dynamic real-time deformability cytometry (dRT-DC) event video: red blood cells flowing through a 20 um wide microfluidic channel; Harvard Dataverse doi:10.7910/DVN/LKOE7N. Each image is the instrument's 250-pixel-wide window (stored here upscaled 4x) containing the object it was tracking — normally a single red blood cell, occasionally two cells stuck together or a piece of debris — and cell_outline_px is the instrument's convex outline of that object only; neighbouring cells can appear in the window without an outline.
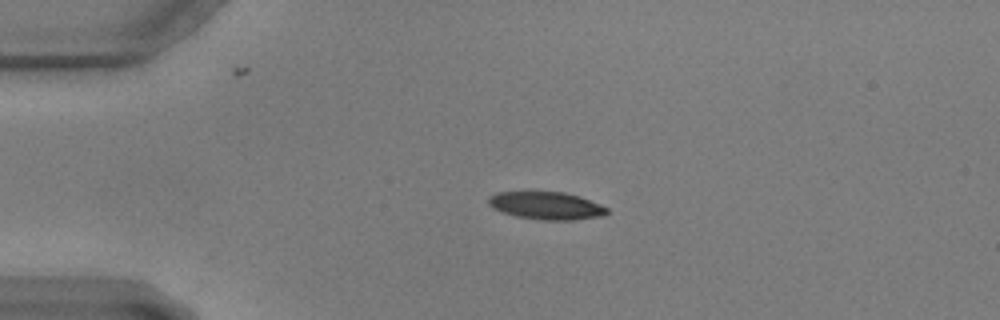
{"species": "common noctule bat (a hibernating species)", "species_latin": "Nyctalus noctula", "temperature_condition": "warm", "stored_images_in_passage": 46, "camera_frame_rate_fps": 3000, "um_per_image_px": 0.085, "animal": {"sex": "male", "body_mass_g": 17.9, "forearm_length_mm": 54.2}, "frame": {"image": 1, "passage_image": 2, "time_ms": 0.333, "image_size_px": [1000, 320], "cell_outline_px": [[608, 212], [604, 216], [572, 220], [540, 220], [516, 216], [492, 208], [488, 204], [488, 196], [496, 192], [564, 192], [580, 196], [600, 204], [608, 208]], "centroid_in_image_um": [46.44, 17.48], "position_along_channel_um": 38.6, "area_um2": 19.19}}
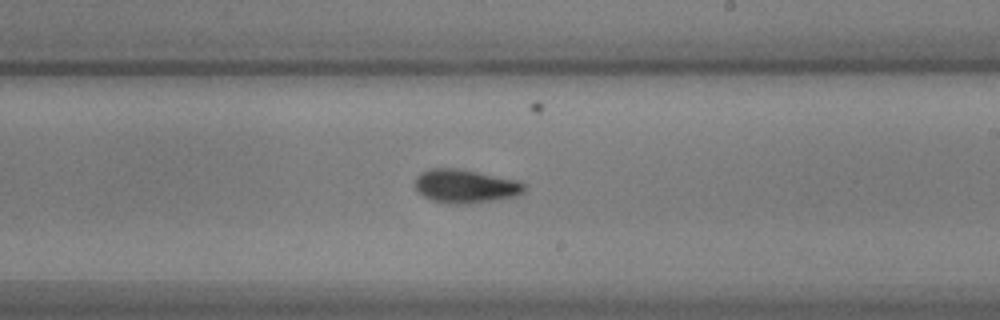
{"frame": {"image": 2, "passage_image": 23, "time_ms": 7.333, "image_size_px": [1000, 320], "cell_outline_px": [[524, 192], [516, 196], [500, 200], [464, 204], [448, 204], [432, 200], [424, 196], [416, 188], [416, 176], [420, 172], [432, 168], [456, 168], [520, 180], [524, 184]], "centroid_in_image_um": [39.59, 15.83], "position_along_channel_um": 249.4, "area_um2": 21.5}}
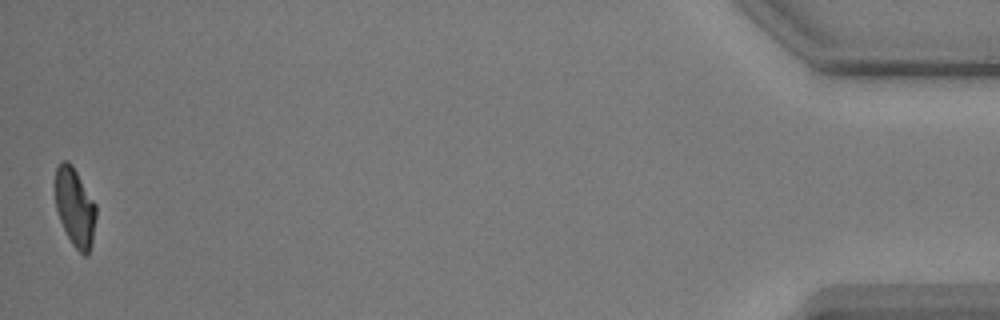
{"frame": {"image": 3, "passage_image": 46, "time_ms": 15.0, "image_size_px": [1000, 320], "cell_outline_px": [[96, 216], [92, 240], [88, 256], [84, 256], [72, 244], [60, 220], [56, 208], [52, 184], [56, 168], [60, 160], [68, 160], [72, 164], [96, 204]], "centroid_in_image_um": [6.33, 17.54], "position_along_channel_um": 428.9, "area_um2": 19.13}}